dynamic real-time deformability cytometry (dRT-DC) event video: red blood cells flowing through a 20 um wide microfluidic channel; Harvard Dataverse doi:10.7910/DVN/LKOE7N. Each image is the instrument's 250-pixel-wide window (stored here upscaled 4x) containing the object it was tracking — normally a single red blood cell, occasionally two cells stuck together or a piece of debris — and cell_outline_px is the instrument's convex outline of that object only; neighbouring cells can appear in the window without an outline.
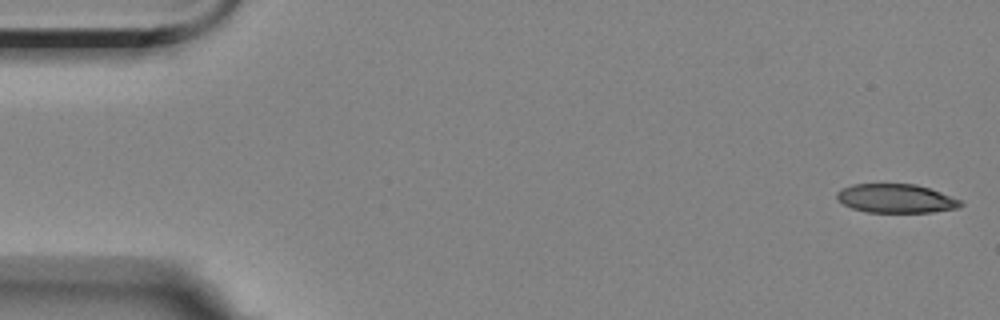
{"species": "Egyptian fruit bat (a non-hibernating species)", "species_latin": "Rousettus aegyptiacus", "temperature_condition": "room temperature", "stored_images_in_passage": 5, "camera_frame_rate_fps": 3000, "um_per_image_px": 0.085, "animal": {"sex": "female"}, "frame": {"image": 1, "passage_image": 1, "time_ms": 0.0, "image_size_px": [1000, 320], "cell_outline_px": [[964, 204], [956, 208], [932, 212], [868, 212], [852, 208], [844, 204], [836, 196], [836, 192], [840, 188], [852, 184], [916, 184], [940, 192], [960, 200]], "centroid_in_image_um": [76.13, 16.86], "position_along_channel_um": 8.9, "area_um2": 20.63}}
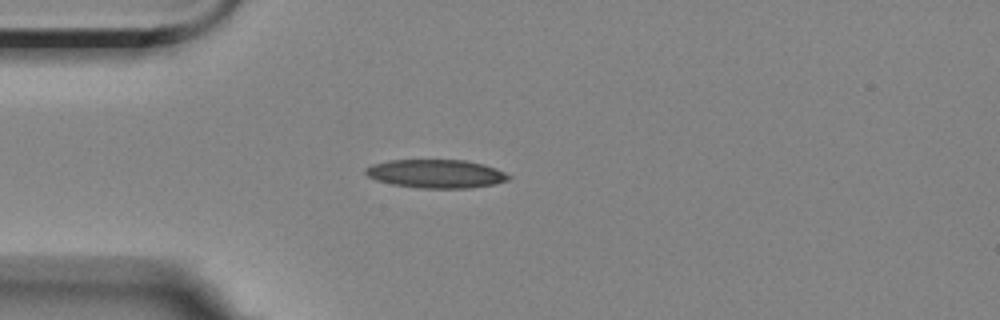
{"frame": {"image": 2, "passage_image": 5, "time_ms": 4.333, "image_size_px": [1000, 320], "cell_outline_px": [[512, 176], [508, 180], [496, 184], [468, 188], [420, 188], [392, 184], [376, 180], [368, 176], [364, 172], [364, 168], [372, 164], [388, 160], [464, 160], [484, 164], [496, 168]], "centroid_in_image_um": [37.06, 14.76], "position_along_channel_um": 47.9, "area_um2": 23.87}}